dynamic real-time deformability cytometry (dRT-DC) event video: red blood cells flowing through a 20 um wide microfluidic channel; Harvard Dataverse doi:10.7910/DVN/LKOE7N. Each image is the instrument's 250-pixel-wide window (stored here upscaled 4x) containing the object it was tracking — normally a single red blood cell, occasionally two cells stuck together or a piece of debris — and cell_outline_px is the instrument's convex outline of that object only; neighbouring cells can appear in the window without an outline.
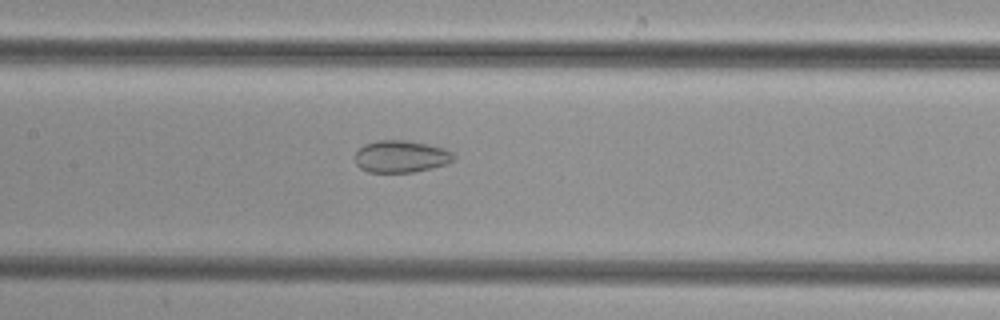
{"species": "common noctule bat (a hibernating species)", "species_latin": "Nyctalus noctula", "temperature_condition": "cold", "stored_images_in_passage": 34, "camera_frame_rate_fps": 3000, "um_per_image_px": 0.085, "animal": {"sex": "female", "body_mass_g": 29.2, "forearm_length_mm": 56.3}, "frame": {"image": 1, "passage_image": 8, "time_ms": 2.333, "image_size_px": [1000, 320], "cell_outline_px": [[456, 160], [448, 164], [432, 168], [412, 172], [368, 172], [360, 168], [356, 164], [356, 152], [364, 144], [380, 140], [404, 140], [428, 144], [444, 148], [452, 152], [456, 156]], "centroid_in_image_um": [34.13, 13.3], "position_along_channel_um": 173.3, "area_um2": 18.55}}
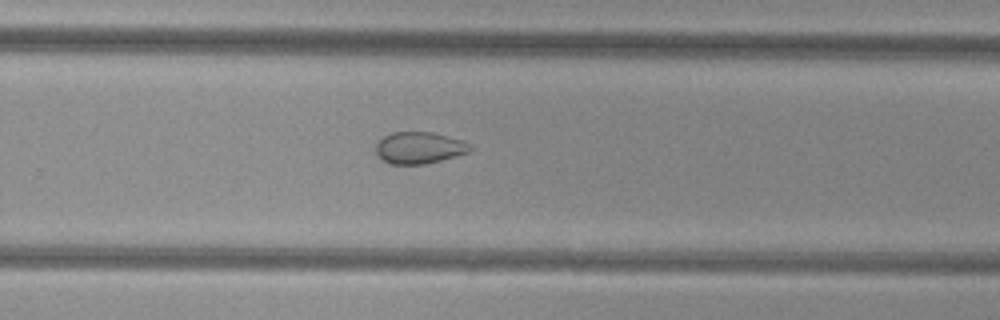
{"frame": {"image": 2, "passage_image": 17, "time_ms": 5.333, "image_size_px": [1000, 320], "cell_outline_px": [[476, 148], [468, 152], [456, 156], [424, 164], [388, 164], [376, 156], [376, 144], [384, 136], [392, 132], [432, 132], [464, 140]], "centroid_in_image_um": [35.65, 12.56], "position_along_channel_um": 294.2, "area_um2": 17.63}}
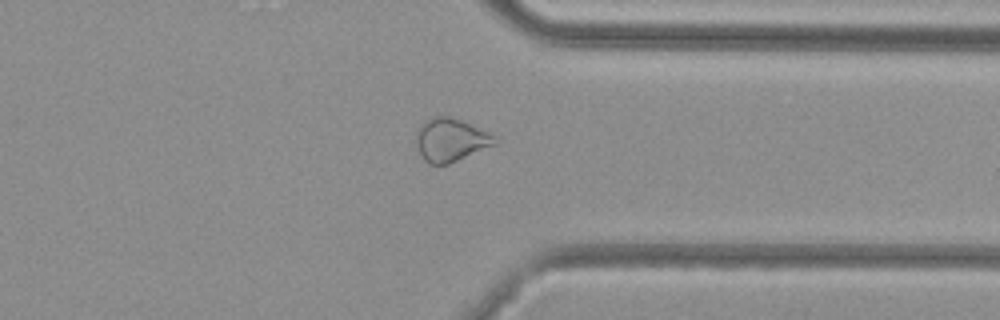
{"frame": {"image": 3, "passage_image": 23, "time_ms": 7.333, "image_size_px": [1000, 320], "cell_outline_px": [[500, 140], [496, 144], [448, 164], [428, 164], [420, 156], [416, 144], [416, 132], [420, 124], [424, 120], [432, 116], [448, 116], [460, 120], [488, 132]], "centroid_in_image_um": [38.27, 11.89], "position_along_channel_um": 373.1, "area_um2": 19.83}}